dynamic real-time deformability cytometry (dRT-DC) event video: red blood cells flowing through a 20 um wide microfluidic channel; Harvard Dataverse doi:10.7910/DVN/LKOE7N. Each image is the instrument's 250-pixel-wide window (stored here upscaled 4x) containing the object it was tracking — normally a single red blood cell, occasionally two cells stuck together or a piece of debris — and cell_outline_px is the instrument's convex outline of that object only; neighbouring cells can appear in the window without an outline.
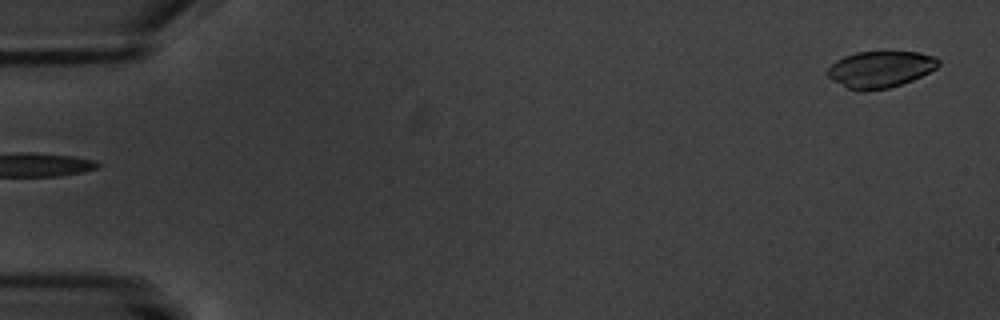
{"species": "common noctule bat (a hibernating species)", "species_latin": "Nyctalus noctula", "temperature_condition": "warm", "stored_images_in_passage": 5, "segment_of_instrument_passage": [2, 2], "camera_frame_rate_fps": 3000, "um_per_image_px": 0.085, "animal": {"sex": "male", "body_mass_g": 20.1, "forearm_length_mm": 53.5}, "frame": {"image": 1, "passage_image": 5, "time_ms": 4.667, "image_size_px": [1000, 320], "cell_outline_px": [[940, 64], [936, 68], [912, 80], [888, 88], [868, 92], [864, 92], [848, 88], [832, 80], [824, 72], [836, 60], [844, 56], [856, 52], [920, 52], [936, 56], [940, 60]], "centroid_in_image_um": [74.81, 5.89], "position_along_channel_um": 10.2, "area_um2": 23.76}}